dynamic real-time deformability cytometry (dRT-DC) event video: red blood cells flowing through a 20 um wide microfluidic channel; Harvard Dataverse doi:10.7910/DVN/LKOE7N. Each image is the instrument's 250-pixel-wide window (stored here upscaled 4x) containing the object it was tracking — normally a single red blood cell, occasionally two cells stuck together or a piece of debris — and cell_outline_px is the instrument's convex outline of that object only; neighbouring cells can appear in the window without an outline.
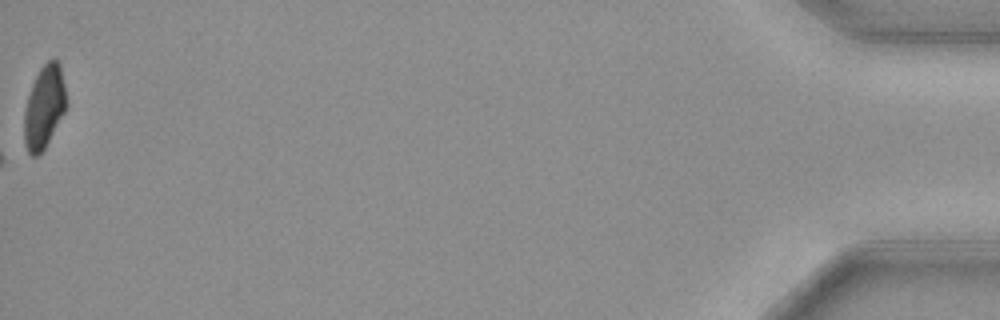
{"species": "common noctule bat (a hibernating species)", "species_latin": "Nyctalus noctula", "temperature_condition": "cold", "stored_images_in_passage": 59, "camera_frame_rate_fps": 3000, "um_per_image_px": 0.085, "animal": {"sex": "female", "body_mass_g": 29.2, "forearm_length_mm": 56.3}, "frame": {"image": 1, "passage_image": 59, "time_ms": 19.333, "image_size_px": [1000, 320], "cell_outline_px": [[68, 104], [64, 112], [44, 148], [36, 156], [32, 156], [28, 152], [24, 144], [24, 108], [32, 84], [40, 68], [52, 56], [56, 56], [60, 64]], "centroid_in_image_um": [3.76, 9.03], "position_along_channel_um": 431.4, "area_um2": 20.4}}